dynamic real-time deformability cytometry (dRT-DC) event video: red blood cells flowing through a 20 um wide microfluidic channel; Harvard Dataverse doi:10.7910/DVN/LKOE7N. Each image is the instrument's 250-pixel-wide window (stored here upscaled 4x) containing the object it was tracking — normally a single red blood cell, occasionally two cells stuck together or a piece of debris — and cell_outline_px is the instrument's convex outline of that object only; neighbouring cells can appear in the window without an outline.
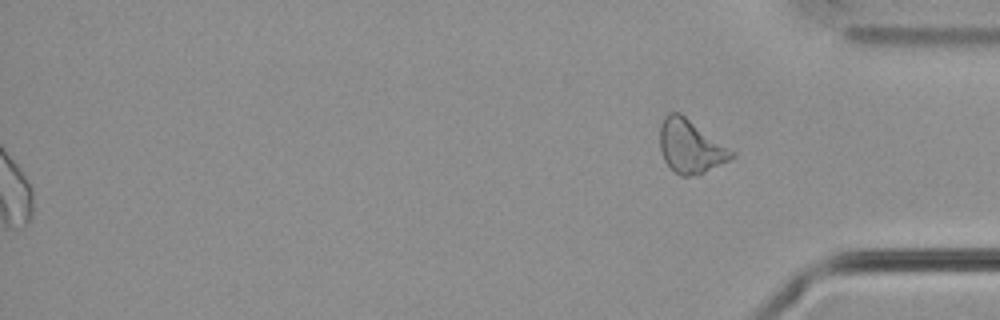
{"species": "common noctule bat (a hibernating species)", "species_latin": "Nyctalus noctula", "temperature_condition": "cold", "stored_images_in_passage": 57, "segment_of_instrument_passage": [2, 2], "camera_frame_rate_fps": 3000, "um_per_image_px": 0.085, "animal": {"sex": "male", "body_mass_g": 21.5, "forearm_length_mm": 52.0}, "frame": {"image": 1, "passage_image": 57, "time_ms": 18.667, "image_size_px": [1000, 320], "cell_outline_px": [[736, 156], [704, 172], [688, 176], [684, 176], [676, 172], [664, 160], [660, 148], [660, 128], [664, 116], [668, 112], [680, 112], [736, 152]], "centroid_in_image_um": [58.7, 12.41], "position_along_channel_um": 376.5, "area_um2": 22.08}}